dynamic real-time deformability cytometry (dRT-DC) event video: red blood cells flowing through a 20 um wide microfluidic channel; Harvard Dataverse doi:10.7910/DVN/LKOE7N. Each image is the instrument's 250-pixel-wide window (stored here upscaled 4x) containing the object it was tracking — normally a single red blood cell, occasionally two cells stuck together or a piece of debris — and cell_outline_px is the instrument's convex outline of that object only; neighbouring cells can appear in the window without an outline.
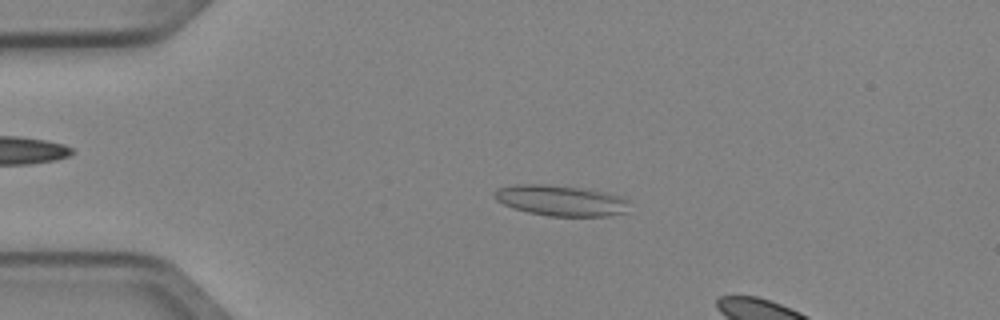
{"species": "Egyptian fruit bat (a non-hibernating species)", "species_latin": "Rousettus aegyptiacus", "temperature_condition": "cold", "stored_images_in_passage": 6, "camera_frame_rate_fps": 3000, "um_per_image_px": 0.085, "animal": {"sex": "female"}, "frame": {"image": 1, "passage_image": 4, "time_ms": 1.0, "image_size_px": [1000, 320], "cell_outline_px": [[632, 200], [628, 212], [608, 216], [548, 216], [528, 212], [504, 204], [496, 200], [492, 196], [492, 192], [496, 188], [516, 184], [544, 184], [588, 188], [608, 192], [624, 196]], "centroid_in_image_um": [47.76, 17.03], "position_along_channel_um": 37.2, "area_um2": 24.85}}